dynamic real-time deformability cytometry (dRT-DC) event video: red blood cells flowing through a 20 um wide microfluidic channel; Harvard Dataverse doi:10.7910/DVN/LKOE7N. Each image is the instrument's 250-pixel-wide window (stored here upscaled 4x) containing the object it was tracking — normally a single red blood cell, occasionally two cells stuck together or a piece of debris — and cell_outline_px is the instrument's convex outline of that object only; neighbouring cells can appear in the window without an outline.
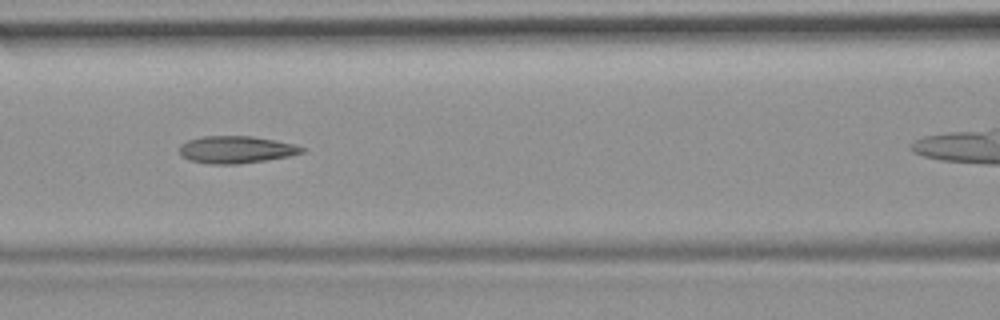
{"species": "common noctule bat (a hibernating species)", "species_latin": "Nyctalus noctula", "temperature_condition": "room temperature", "stored_images_in_passage": 8, "camera_frame_rate_fps": 3000, "um_per_image_px": 0.085, "animal": {"sex": "female", "body_mass_g": 19.9}, "frame": {"image": 1, "passage_image": 5, "time_ms": 5.333, "image_size_px": [1000, 320], "cell_outline_px": [[308, 148], [304, 152], [288, 156], [240, 164], [208, 164], [188, 160], [180, 156], [180, 144], [188, 140], [204, 136], [252, 136], [276, 140]], "centroid_in_image_um": [20.05, 12.72], "position_along_channel_um": 146.6, "area_um2": 19.54}}
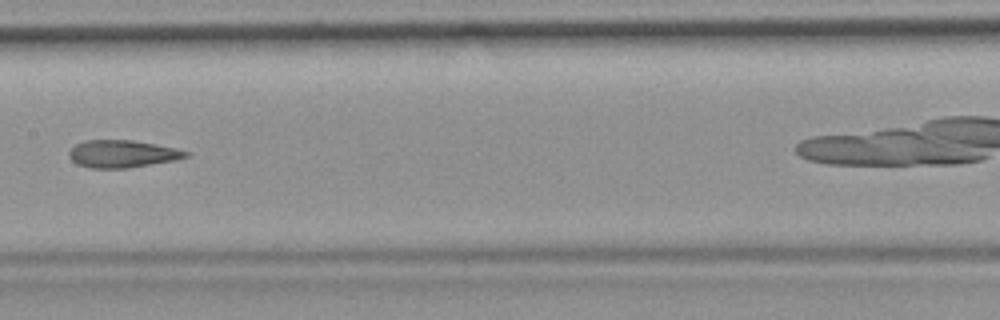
{"frame": {"image": 2, "passage_image": 6, "time_ms": 6.667, "image_size_px": [1000, 320], "cell_outline_px": [[192, 152], [188, 156], [176, 160], [128, 168], [88, 168], [76, 164], [68, 156], [68, 152], [76, 144], [84, 140], [132, 140], [176, 148]], "centroid_in_image_um": [10.39, 13.08], "position_along_channel_um": 197.0, "area_um2": 18.79}}